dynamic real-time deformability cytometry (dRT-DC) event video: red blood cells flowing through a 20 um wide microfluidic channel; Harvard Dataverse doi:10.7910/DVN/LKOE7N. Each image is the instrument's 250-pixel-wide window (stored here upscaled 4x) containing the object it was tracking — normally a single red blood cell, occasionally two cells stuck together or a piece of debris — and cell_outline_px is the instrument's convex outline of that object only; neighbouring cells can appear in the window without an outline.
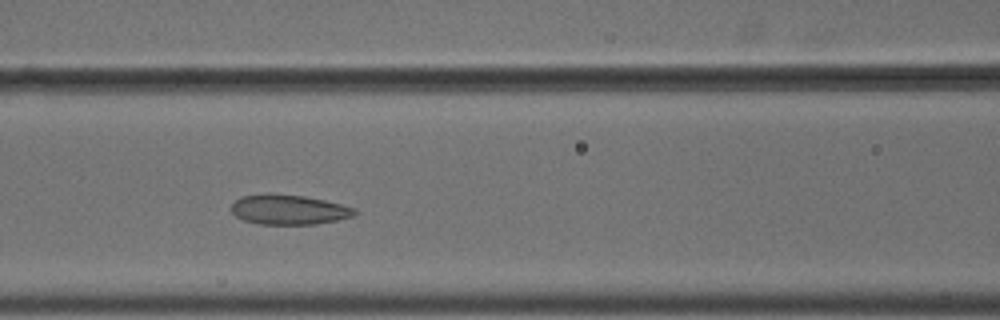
{"species": "common noctule bat (a hibernating species)", "species_latin": "Nyctalus noctula", "temperature_condition": "cold", "stored_images_in_passage": 14, "camera_frame_rate_fps": 3000, "um_per_image_px": 0.085, "animal": {"sex": "male", "body_mass_g": 18.8}, "frame": {"image": 1, "passage_image": 5, "time_ms": 1.333, "image_size_px": [1000, 320], "cell_outline_px": [[356, 212], [352, 216], [336, 220], [316, 224], [260, 224], [244, 220], [236, 216], [232, 212], [232, 204], [240, 196], [264, 192], [272, 192], [304, 196], [324, 200], [356, 208]], "centroid_in_image_um": [24.5, 17.79], "position_along_channel_um": 142.1, "area_um2": 21.62}}
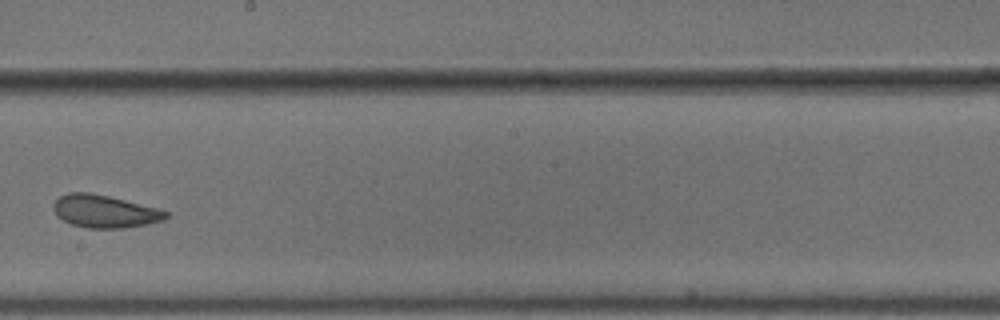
{"frame": {"image": 2, "passage_image": 7, "time_ms": 2.0, "image_size_px": [1000, 320], "cell_outline_px": [[168, 216], [164, 220], [124, 228], [88, 228], [72, 224], [56, 216], [52, 208], [52, 204], [60, 196], [68, 192], [88, 192], [108, 196], [160, 208], [168, 212]], "centroid_in_image_um": [8.88, 17.95], "position_along_channel_um": 239.3, "area_um2": 21.44}}
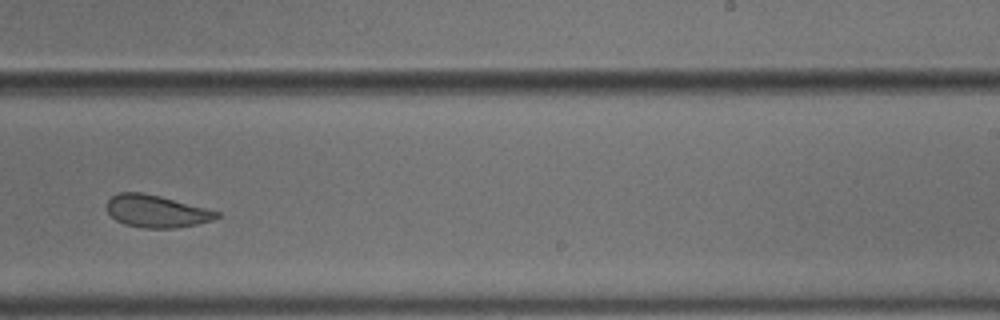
{"frame": {"image": 3, "passage_image": 8, "time_ms": 2.333, "image_size_px": [1000, 320], "cell_outline_px": [[220, 216], [212, 220], [196, 224], [176, 228], [140, 228], [124, 224], [116, 220], [108, 212], [108, 200], [116, 192], [144, 192], [160, 196], [220, 212]], "centroid_in_image_um": [13.27, 17.95], "position_along_channel_um": 275.7, "area_um2": 20.63}}